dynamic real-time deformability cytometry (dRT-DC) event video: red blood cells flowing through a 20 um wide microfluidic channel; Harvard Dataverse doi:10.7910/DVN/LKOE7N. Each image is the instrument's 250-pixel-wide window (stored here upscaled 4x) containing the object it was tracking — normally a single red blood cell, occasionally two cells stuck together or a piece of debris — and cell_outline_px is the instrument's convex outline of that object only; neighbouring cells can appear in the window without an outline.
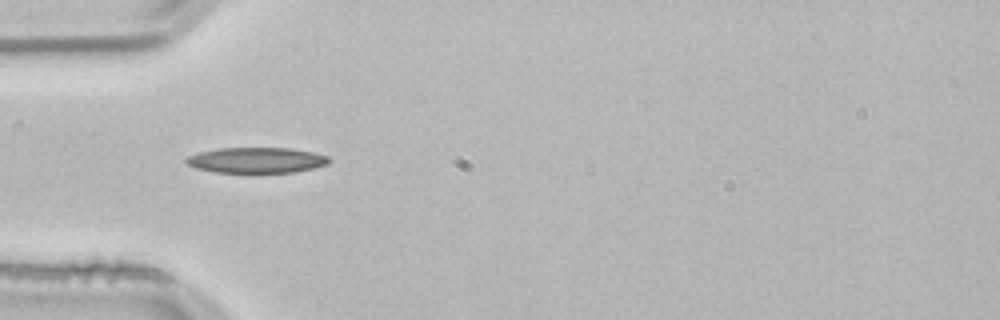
{"species": "common noctule bat (a hibernating species)", "species_latin": "Nyctalus noctula", "temperature_condition": "room temperature", "stored_images_in_passage": 14, "camera_frame_rate_fps": 3000, "um_per_image_px": 0.085, "animal": {"sex": "male", "body_mass_g": 21.5, "forearm_length_mm": 52.0}, "frame": {"image": 1, "passage_image": 1, "time_ms": 0.0, "image_size_px": [1000, 320], "cell_outline_px": [[332, 160], [328, 164], [296, 172], [212, 172], [196, 168], [188, 164], [184, 160], [188, 156], [200, 152], [220, 148], [292, 148], [312, 152], [328, 156]], "centroid_in_image_um": [21.82, 13.61], "position_along_channel_um": 63.2, "area_um2": 21.21}}
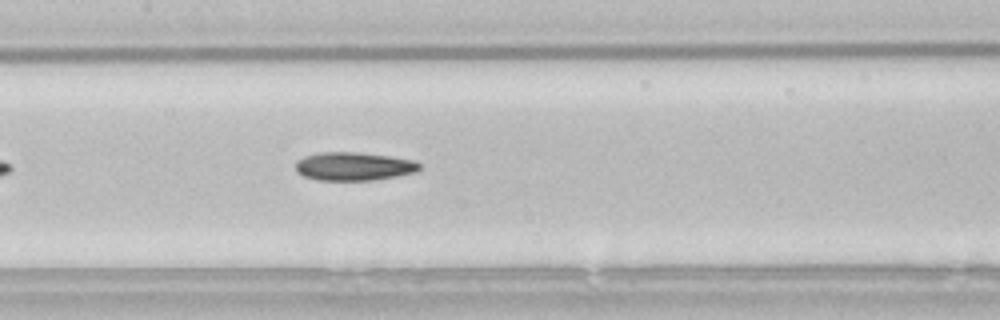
{"frame": {"image": 2, "passage_image": 10, "time_ms": 3.0, "image_size_px": [1000, 320], "cell_outline_px": [[420, 168], [416, 172], [396, 176], [372, 180], [320, 180], [304, 176], [296, 172], [296, 160], [304, 156], [320, 152], [360, 152], [392, 156], [416, 160], [420, 164]], "centroid_in_image_um": [30.08, 14.12], "position_along_channel_um": 177.3, "area_um2": 20.63}}